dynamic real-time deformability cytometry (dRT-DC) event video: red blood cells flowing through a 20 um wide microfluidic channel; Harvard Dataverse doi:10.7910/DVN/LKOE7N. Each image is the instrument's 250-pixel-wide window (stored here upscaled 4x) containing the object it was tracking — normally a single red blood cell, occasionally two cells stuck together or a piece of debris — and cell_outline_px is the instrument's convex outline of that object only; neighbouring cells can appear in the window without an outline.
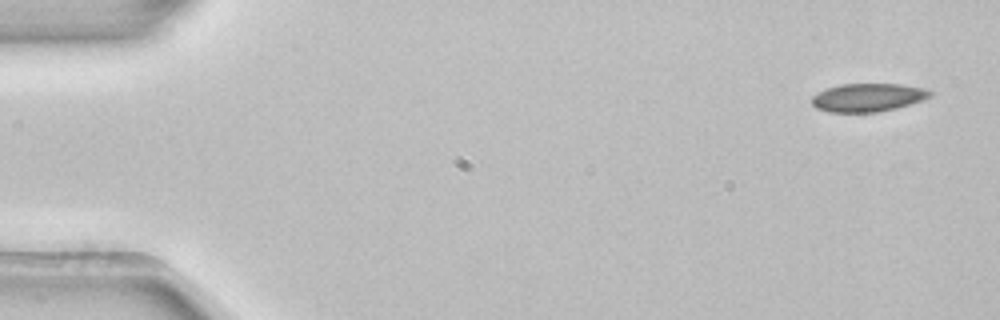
{"species": "common noctule bat (a hibernating species)", "species_latin": "Nyctalus noctula", "temperature_condition": "room temperature", "stored_images_in_passage": 3, "camera_frame_rate_fps": 3000, "um_per_image_px": 0.085, "animal": {"sex": "female", "body_mass_g": 22.7, "forearm_length_mm": 54.2}, "frame": {"image": 1, "passage_image": 1, "time_ms": 0.0, "image_size_px": [1000, 320], "cell_outline_px": [[932, 96], [924, 100], [896, 108], [876, 112], [828, 112], [816, 108], [812, 104], [812, 96], [828, 88], [840, 84], [900, 84], [924, 88], [932, 92]], "centroid_in_image_um": [73.79, 8.29], "position_along_channel_um": 11.2, "area_um2": 19.42}}